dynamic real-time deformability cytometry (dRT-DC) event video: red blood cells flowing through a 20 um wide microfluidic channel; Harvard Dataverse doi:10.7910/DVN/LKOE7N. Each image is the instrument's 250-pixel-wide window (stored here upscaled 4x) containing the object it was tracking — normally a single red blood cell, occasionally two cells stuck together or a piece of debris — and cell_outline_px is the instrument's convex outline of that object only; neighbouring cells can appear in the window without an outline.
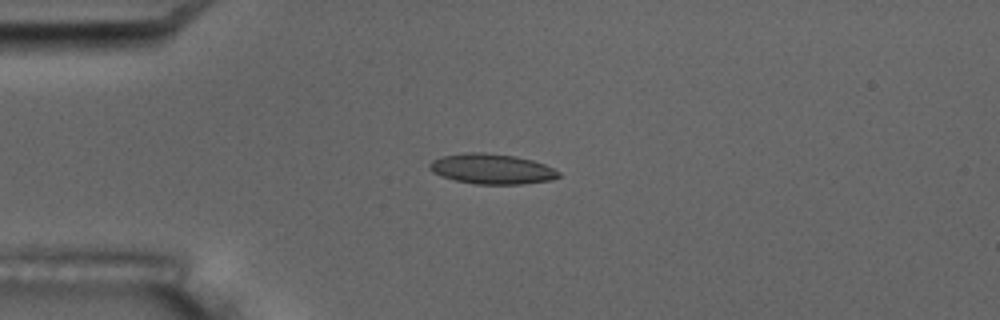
{"species": "common noctule bat (a hibernating species)", "species_latin": "Nyctalus noctula", "temperature_condition": "room temperature", "stored_images_in_passage": 5, "camera_frame_rate_fps": 3000, "um_per_image_px": 0.085, "animal": {"sex": "male", "body_mass_g": 17.5, "forearm_length_mm": 52.3}, "frame": {"image": 1, "passage_image": 4, "time_ms": 3.667, "image_size_px": [1000, 320], "cell_outline_px": [[560, 176], [552, 180], [520, 184], [476, 184], [456, 180], [440, 176], [432, 172], [428, 168], [428, 164], [432, 160], [444, 156], [464, 152], [484, 152], [516, 156], [532, 160], [544, 164], [560, 172]], "centroid_in_image_um": [41.78, 14.35], "position_along_channel_um": 43.2, "area_um2": 22.77}}